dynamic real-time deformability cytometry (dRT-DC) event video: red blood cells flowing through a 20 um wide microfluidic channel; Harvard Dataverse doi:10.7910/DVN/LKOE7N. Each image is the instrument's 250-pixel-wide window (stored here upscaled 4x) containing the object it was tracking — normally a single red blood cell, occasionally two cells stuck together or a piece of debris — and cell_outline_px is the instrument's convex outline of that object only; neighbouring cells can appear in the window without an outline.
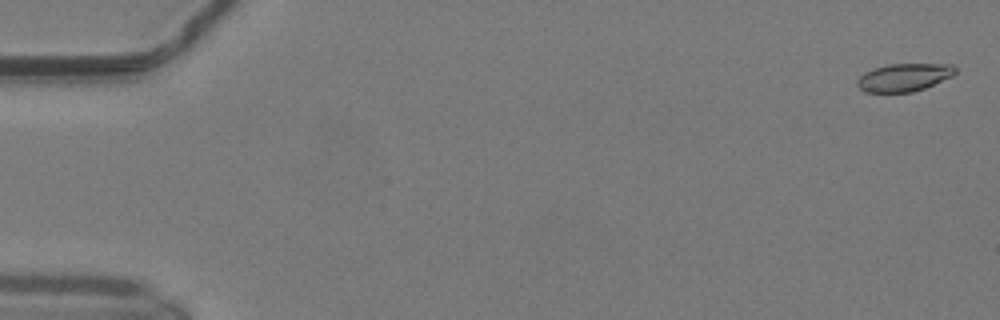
{"species": "common noctule bat (a hibernating species)", "species_latin": "Nyctalus noctula", "temperature_condition": "warm", "stored_images_in_passage": 50, "camera_frame_rate_fps": 3000, "um_per_image_px": 0.085, "animal": {"sex": "male", "body_mass_g": 19.2, "forearm_length_mm": 51.8}, "frame": {"image": 1, "passage_image": 1, "time_ms": 0.0, "image_size_px": [1000, 320], "cell_outline_px": [[956, 72], [952, 76], [924, 88], [912, 92], [864, 92], [856, 84], [856, 80], [864, 72], [888, 64], [952, 64], [956, 68]], "centroid_in_image_um": [76.83, 6.57], "position_along_channel_um": 8.2, "area_um2": 15.84}}
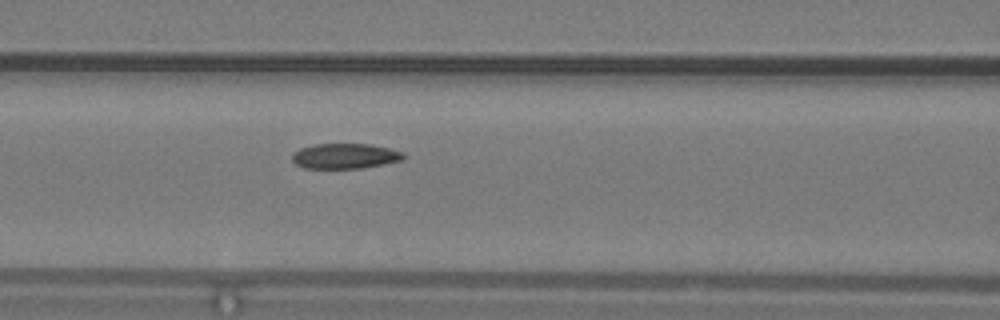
{"frame": {"image": 2, "passage_image": 22, "time_ms": 7.0, "image_size_px": [1000, 320], "cell_outline_px": [[404, 160], [364, 168], [304, 168], [296, 164], [292, 160], [292, 156], [300, 148], [316, 144], [372, 144], [404, 152]], "centroid_in_image_um": [29.36, 13.27], "position_along_channel_um": 137.2, "area_um2": 16.36}}
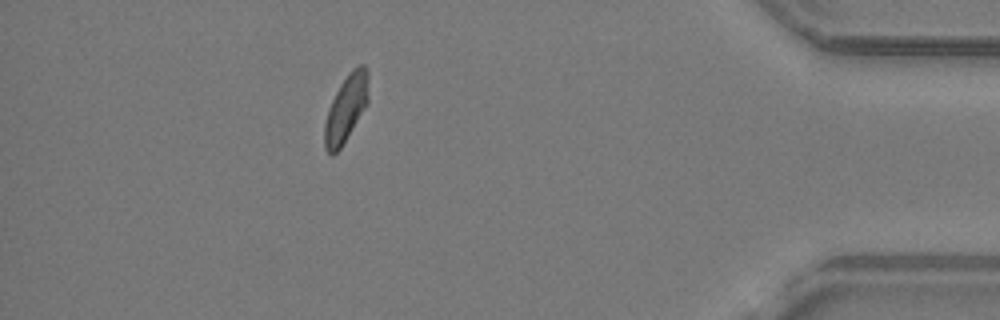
{"frame": {"image": 3, "passage_image": 45, "time_ms": 14.667, "image_size_px": [1000, 320], "cell_outline_px": [[368, 104], [340, 148], [332, 156], [324, 148], [324, 124], [328, 108], [340, 84], [348, 72], [352, 68], [360, 64], [364, 64], [368, 68]], "centroid_in_image_um": [29.42, 9.18], "position_along_channel_um": 405.8, "area_um2": 17.28}, "authors_computed_cell_mechanics": {"area_um2": 16.9354, "velocity_mm_per_s": 4.1324, "shape_relaxation_time_tau1_ms": 6.4119, "shape_relaxation_time_tau2_ms": 2.1518, "deformation_change_tau1": 0.1303, "deformation_change_tau2": 0.0734}}